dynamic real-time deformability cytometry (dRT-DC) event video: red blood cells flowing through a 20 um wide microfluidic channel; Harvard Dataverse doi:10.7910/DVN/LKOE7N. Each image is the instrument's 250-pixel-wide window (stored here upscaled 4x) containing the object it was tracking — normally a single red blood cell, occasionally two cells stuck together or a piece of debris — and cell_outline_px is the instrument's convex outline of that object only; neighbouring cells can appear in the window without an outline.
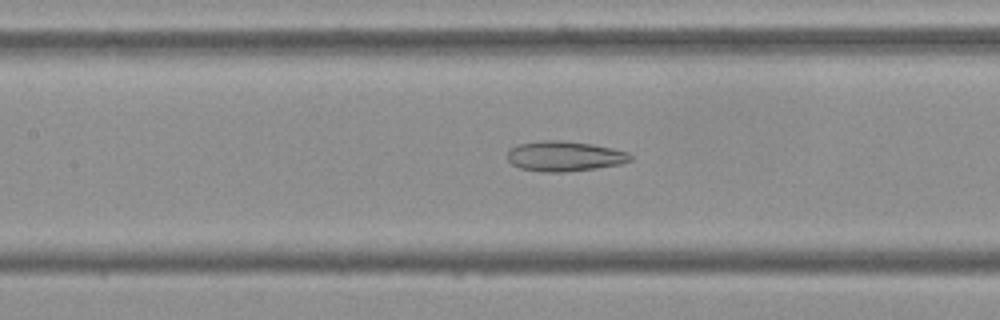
{"species": "Egyptian fruit bat (a non-hibernating species)", "species_latin": "Rousettus aegyptiacus", "temperature_condition": "cold", "stored_images_in_passage": 54, "camera_frame_rate_fps": 3000, "um_per_image_px": 0.085, "frame": {"image": 1, "passage_image": 24, "time_ms": 7.667, "image_size_px": [1000, 320], "cell_outline_px": [[632, 160], [620, 164], [596, 168], [564, 172], [544, 172], [520, 168], [512, 164], [508, 160], [508, 152], [516, 144], [544, 140], [564, 140], [592, 144], [612, 148], [628, 152], [632, 156]], "centroid_in_image_um": [47.99, 13.27], "position_along_channel_um": 159.4, "area_um2": 21.62}}
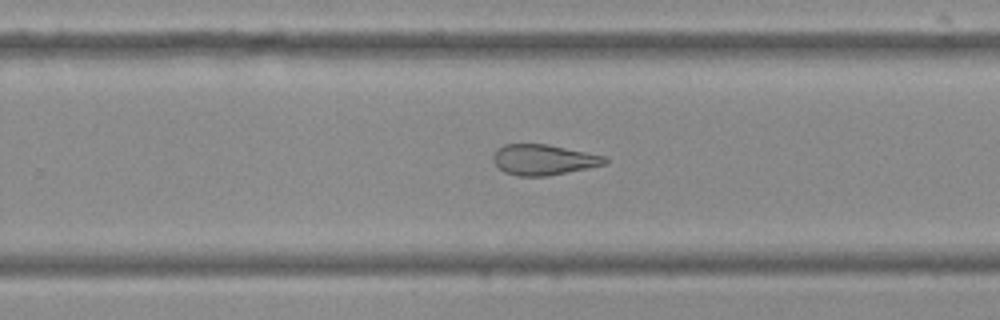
{"frame": {"image": 2, "passage_image": 34, "time_ms": 11.0, "image_size_px": [1000, 320], "cell_outline_px": [[608, 164], [548, 176], [516, 176], [504, 172], [492, 160], [492, 156], [496, 148], [504, 144], [548, 144], [608, 156]], "centroid_in_image_um": [46.22, 13.57], "position_along_channel_um": 283.6, "area_um2": 20.23}}
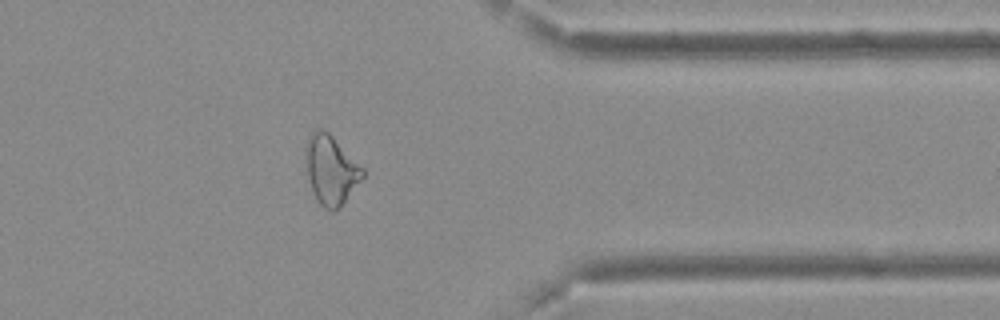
{"frame": {"image": 3, "passage_image": 43, "time_ms": 14.0, "image_size_px": [1000, 320], "cell_outline_px": [[364, 176], [336, 212], [332, 212], [324, 208], [320, 204], [312, 188], [308, 176], [304, 156], [304, 148], [308, 136], [316, 128], [324, 128], [364, 168]], "centroid_in_image_um": [28.11, 14.41], "position_along_channel_um": 383.3, "area_um2": 22.95}, "authors_computed_cell_mechanics": {"area_um2": 24.7095, "velocity_mm_per_s": 3.7373, "shape_relaxation_time_tau1_ms": null, "shape_relaxation_time_tau2_ms": 4.5278, "deformation_change_tau1": null, "deformation_change_tau2": 0.1465}}